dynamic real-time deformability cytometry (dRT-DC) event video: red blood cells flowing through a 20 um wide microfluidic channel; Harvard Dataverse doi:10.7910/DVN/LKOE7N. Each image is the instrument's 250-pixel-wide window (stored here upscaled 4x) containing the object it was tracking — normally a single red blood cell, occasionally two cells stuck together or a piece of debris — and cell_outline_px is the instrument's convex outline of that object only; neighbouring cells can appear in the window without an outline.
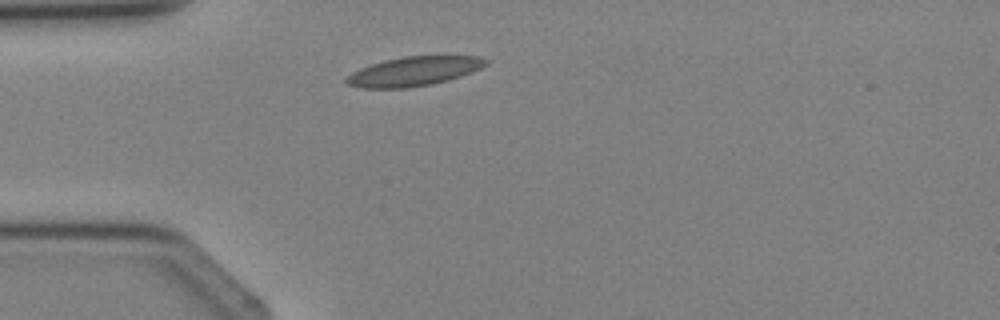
{"species": "Egyptian fruit bat (a non-hibernating species)", "species_latin": "Rousettus aegyptiacus", "temperature_condition": "cold", "stored_images_in_passage": 1, "camera_frame_rate_fps": 3000, "um_per_image_px": 0.085, "animal": {"sex": "female"}, "frame": {"image": 1, "passage_image": 1, "time_ms": 0.0, "image_size_px": [1000, 320], "cell_outline_px": [[488, 64], [472, 72], [448, 80], [432, 84], [408, 88], [360, 88], [348, 84], [344, 80], [352, 72], [360, 68], [384, 60], [404, 56], [480, 56], [488, 60]], "centroid_in_image_um": [35.18, 6.06], "position_along_channel_um": 49.8, "area_um2": 23.76}}